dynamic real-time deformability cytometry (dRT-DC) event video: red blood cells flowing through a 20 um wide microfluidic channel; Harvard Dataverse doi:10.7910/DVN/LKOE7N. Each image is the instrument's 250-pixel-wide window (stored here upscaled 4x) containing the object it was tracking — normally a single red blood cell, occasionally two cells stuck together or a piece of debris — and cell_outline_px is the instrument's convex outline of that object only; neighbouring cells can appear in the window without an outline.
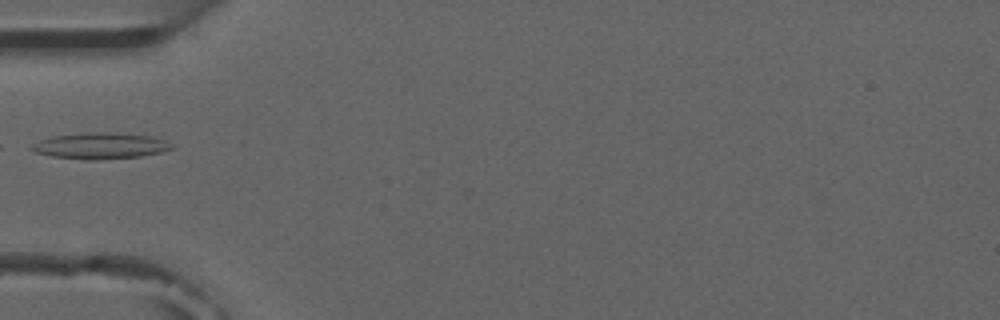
{"species": "common noctule bat (a hibernating species)", "species_latin": "Nyctalus noctula", "temperature_condition": "room temperature", "stored_images_in_passage": 6, "camera_frame_rate_fps": 3000, "um_per_image_px": 0.085, "animal": {"sex": "male", "forearm_length_mm": 52.5}, "frame": {"image": 1, "passage_image": 5, "time_ms": 4.667, "image_size_px": [1000, 320], "cell_outline_px": [[172, 148], [160, 152], [140, 156], [96, 160], [84, 160], [52, 156], [36, 152], [28, 148], [32, 144], [40, 140], [52, 136], [88, 132], [104, 132], [152, 136], [164, 140], [172, 144]], "centroid_in_image_um": [8.48, 12.39], "position_along_channel_um": 76.5, "area_um2": 21.21}}
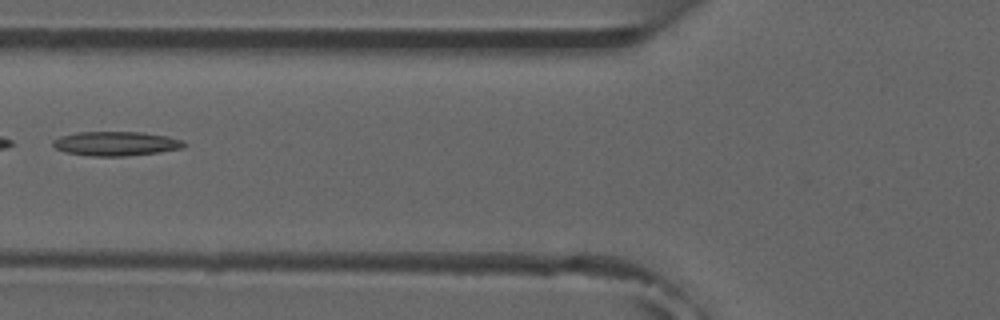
{"frame": {"image": 2, "passage_image": 6, "time_ms": 5.667, "image_size_px": [1000, 320], "cell_outline_px": [[188, 144], [184, 148], [160, 152], [124, 156], [92, 156], [64, 152], [56, 148], [52, 144], [52, 140], [60, 136], [76, 132], [140, 132], [168, 136], [184, 140]], "centroid_in_image_um": [9.88, 12.2], "position_along_channel_um": 115.9, "area_um2": 18.73}}